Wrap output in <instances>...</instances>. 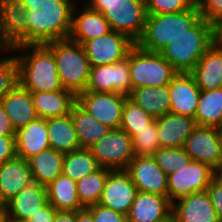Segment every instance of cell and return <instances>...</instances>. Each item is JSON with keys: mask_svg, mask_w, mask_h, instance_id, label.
I'll list each match as a JSON object with an SVG mask.
<instances>
[{"mask_svg": "<svg viewBox=\"0 0 222 222\" xmlns=\"http://www.w3.org/2000/svg\"><path fill=\"white\" fill-rule=\"evenodd\" d=\"M25 6V9H35L40 10L41 5H43L46 0H22Z\"/></svg>", "mask_w": 222, "mask_h": 222, "instance_id": "obj_50", "label": "cell"}, {"mask_svg": "<svg viewBox=\"0 0 222 222\" xmlns=\"http://www.w3.org/2000/svg\"><path fill=\"white\" fill-rule=\"evenodd\" d=\"M136 43L126 35L111 30L109 33L82 44L91 67L110 65L126 58Z\"/></svg>", "mask_w": 222, "mask_h": 222, "instance_id": "obj_11", "label": "cell"}, {"mask_svg": "<svg viewBox=\"0 0 222 222\" xmlns=\"http://www.w3.org/2000/svg\"><path fill=\"white\" fill-rule=\"evenodd\" d=\"M220 139H221V147H222V126L218 127Z\"/></svg>", "mask_w": 222, "mask_h": 222, "instance_id": "obj_55", "label": "cell"}, {"mask_svg": "<svg viewBox=\"0 0 222 222\" xmlns=\"http://www.w3.org/2000/svg\"><path fill=\"white\" fill-rule=\"evenodd\" d=\"M77 11L81 13L79 14ZM110 31L109 22L102 13L93 10L89 6L83 5L82 8H79L77 4L75 5L68 39L83 44L84 42L105 35Z\"/></svg>", "mask_w": 222, "mask_h": 222, "instance_id": "obj_19", "label": "cell"}, {"mask_svg": "<svg viewBox=\"0 0 222 222\" xmlns=\"http://www.w3.org/2000/svg\"><path fill=\"white\" fill-rule=\"evenodd\" d=\"M3 209H5V204L0 198V211L3 210Z\"/></svg>", "mask_w": 222, "mask_h": 222, "instance_id": "obj_56", "label": "cell"}, {"mask_svg": "<svg viewBox=\"0 0 222 222\" xmlns=\"http://www.w3.org/2000/svg\"><path fill=\"white\" fill-rule=\"evenodd\" d=\"M73 1L75 2V0H73ZM92 1H93V0H84V1H83V4H84V6H89L90 3H92Z\"/></svg>", "mask_w": 222, "mask_h": 222, "instance_id": "obj_54", "label": "cell"}, {"mask_svg": "<svg viewBox=\"0 0 222 222\" xmlns=\"http://www.w3.org/2000/svg\"><path fill=\"white\" fill-rule=\"evenodd\" d=\"M15 131L38 118L31 92L19 82L0 101Z\"/></svg>", "mask_w": 222, "mask_h": 222, "instance_id": "obj_22", "label": "cell"}, {"mask_svg": "<svg viewBox=\"0 0 222 222\" xmlns=\"http://www.w3.org/2000/svg\"><path fill=\"white\" fill-rule=\"evenodd\" d=\"M157 134L156 119L149 124L147 128L138 131V133L132 137L135 156H153L161 147Z\"/></svg>", "mask_w": 222, "mask_h": 222, "instance_id": "obj_39", "label": "cell"}, {"mask_svg": "<svg viewBox=\"0 0 222 222\" xmlns=\"http://www.w3.org/2000/svg\"><path fill=\"white\" fill-rule=\"evenodd\" d=\"M47 131L50 148L64 154L81 148L70 114L48 118Z\"/></svg>", "mask_w": 222, "mask_h": 222, "instance_id": "obj_30", "label": "cell"}, {"mask_svg": "<svg viewBox=\"0 0 222 222\" xmlns=\"http://www.w3.org/2000/svg\"><path fill=\"white\" fill-rule=\"evenodd\" d=\"M47 187L48 202L56 210L78 211L85 208L78 198L76 181L61 174Z\"/></svg>", "mask_w": 222, "mask_h": 222, "instance_id": "obj_32", "label": "cell"}, {"mask_svg": "<svg viewBox=\"0 0 222 222\" xmlns=\"http://www.w3.org/2000/svg\"><path fill=\"white\" fill-rule=\"evenodd\" d=\"M75 5L73 0H46L40 10L25 9L29 33L14 47L42 46L68 39Z\"/></svg>", "mask_w": 222, "mask_h": 222, "instance_id": "obj_1", "label": "cell"}, {"mask_svg": "<svg viewBox=\"0 0 222 222\" xmlns=\"http://www.w3.org/2000/svg\"><path fill=\"white\" fill-rule=\"evenodd\" d=\"M10 53V56L7 54ZM6 55H5V54ZM0 101L18 81V62L12 48H0ZM12 54V55H11ZM8 56V57H7Z\"/></svg>", "mask_w": 222, "mask_h": 222, "instance_id": "obj_37", "label": "cell"}, {"mask_svg": "<svg viewBox=\"0 0 222 222\" xmlns=\"http://www.w3.org/2000/svg\"><path fill=\"white\" fill-rule=\"evenodd\" d=\"M132 89L128 53L114 64L91 67L85 91L120 93L128 97Z\"/></svg>", "mask_w": 222, "mask_h": 222, "instance_id": "obj_10", "label": "cell"}, {"mask_svg": "<svg viewBox=\"0 0 222 222\" xmlns=\"http://www.w3.org/2000/svg\"><path fill=\"white\" fill-rule=\"evenodd\" d=\"M161 147H183L187 137L197 127L194 118L168 113L156 119Z\"/></svg>", "mask_w": 222, "mask_h": 222, "instance_id": "obj_24", "label": "cell"}, {"mask_svg": "<svg viewBox=\"0 0 222 222\" xmlns=\"http://www.w3.org/2000/svg\"><path fill=\"white\" fill-rule=\"evenodd\" d=\"M100 168L90 149L80 148L64 154L62 174L79 181Z\"/></svg>", "mask_w": 222, "mask_h": 222, "instance_id": "obj_34", "label": "cell"}, {"mask_svg": "<svg viewBox=\"0 0 222 222\" xmlns=\"http://www.w3.org/2000/svg\"><path fill=\"white\" fill-rule=\"evenodd\" d=\"M110 171L108 168L100 167L76 182L78 198L84 207L99 202Z\"/></svg>", "mask_w": 222, "mask_h": 222, "instance_id": "obj_35", "label": "cell"}, {"mask_svg": "<svg viewBox=\"0 0 222 222\" xmlns=\"http://www.w3.org/2000/svg\"><path fill=\"white\" fill-rule=\"evenodd\" d=\"M46 46L55 57L62 87L77 97L87 88L91 68L82 44L63 39Z\"/></svg>", "mask_w": 222, "mask_h": 222, "instance_id": "obj_5", "label": "cell"}, {"mask_svg": "<svg viewBox=\"0 0 222 222\" xmlns=\"http://www.w3.org/2000/svg\"><path fill=\"white\" fill-rule=\"evenodd\" d=\"M57 210L47 201L28 222H54Z\"/></svg>", "mask_w": 222, "mask_h": 222, "instance_id": "obj_45", "label": "cell"}, {"mask_svg": "<svg viewBox=\"0 0 222 222\" xmlns=\"http://www.w3.org/2000/svg\"><path fill=\"white\" fill-rule=\"evenodd\" d=\"M137 192L135 184L125 170H111L98 203L127 215Z\"/></svg>", "mask_w": 222, "mask_h": 222, "instance_id": "obj_15", "label": "cell"}, {"mask_svg": "<svg viewBox=\"0 0 222 222\" xmlns=\"http://www.w3.org/2000/svg\"><path fill=\"white\" fill-rule=\"evenodd\" d=\"M54 222H76V211L57 210Z\"/></svg>", "mask_w": 222, "mask_h": 222, "instance_id": "obj_47", "label": "cell"}, {"mask_svg": "<svg viewBox=\"0 0 222 222\" xmlns=\"http://www.w3.org/2000/svg\"><path fill=\"white\" fill-rule=\"evenodd\" d=\"M29 33L22 0H0V48L16 46Z\"/></svg>", "mask_w": 222, "mask_h": 222, "instance_id": "obj_14", "label": "cell"}, {"mask_svg": "<svg viewBox=\"0 0 222 222\" xmlns=\"http://www.w3.org/2000/svg\"><path fill=\"white\" fill-rule=\"evenodd\" d=\"M47 201V187L33 181L11 198L5 204V209L8 216L27 221Z\"/></svg>", "mask_w": 222, "mask_h": 222, "instance_id": "obj_25", "label": "cell"}, {"mask_svg": "<svg viewBox=\"0 0 222 222\" xmlns=\"http://www.w3.org/2000/svg\"><path fill=\"white\" fill-rule=\"evenodd\" d=\"M194 119L197 126H222V88L201 90Z\"/></svg>", "mask_w": 222, "mask_h": 222, "instance_id": "obj_33", "label": "cell"}, {"mask_svg": "<svg viewBox=\"0 0 222 222\" xmlns=\"http://www.w3.org/2000/svg\"><path fill=\"white\" fill-rule=\"evenodd\" d=\"M129 70L133 88L168 86L177 74L160 52L144 50L137 44L129 51Z\"/></svg>", "mask_w": 222, "mask_h": 222, "instance_id": "obj_7", "label": "cell"}, {"mask_svg": "<svg viewBox=\"0 0 222 222\" xmlns=\"http://www.w3.org/2000/svg\"><path fill=\"white\" fill-rule=\"evenodd\" d=\"M168 197L138 191L126 215L127 222H173Z\"/></svg>", "mask_w": 222, "mask_h": 222, "instance_id": "obj_18", "label": "cell"}, {"mask_svg": "<svg viewBox=\"0 0 222 222\" xmlns=\"http://www.w3.org/2000/svg\"><path fill=\"white\" fill-rule=\"evenodd\" d=\"M38 118L48 119L70 114L77 97L68 90L54 92H31Z\"/></svg>", "mask_w": 222, "mask_h": 222, "instance_id": "obj_27", "label": "cell"}, {"mask_svg": "<svg viewBox=\"0 0 222 222\" xmlns=\"http://www.w3.org/2000/svg\"><path fill=\"white\" fill-rule=\"evenodd\" d=\"M125 171L130 175L137 191L167 197V174L152 156H135Z\"/></svg>", "mask_w": 222, "mask_h": 222, "instance_id": "obj_16", "label": "cell"}, {"mask_svg": "<svg viewBox=\"0 0 222 222\" xmlns=\"http://www.w3.org/2000/svg\"><path fill=\"white\" fill-rule=\"evenodd\" d=\"M7 212L6 209L0 211V222H6Z\"/></svg>", "mask_w": 222, "mask_h": 222, "instance_id": "obj_53", "label": "cell"}, {"mask_svg": "<svg viewBox=\"0 0 222 222\" xmlns=\"http://www.w3.org/2000/svg\"><path fill=\"white\" fill-rule=\"evenodd\" d=\"M64 153L48 148L28 159L33 181L47 186L62 174Z\"/></svg>", "mask_w": 222, "mask_h": 222, "instance_id": "obj_31", "label": "cell"}, {"mask_svg": "<svg viewBox=\"0 0 222 222\" xmlns=\"http://www.w3.org/2000/svg\"><path fill=\"white\" fill-rule=\"evenodd\" d=\"M214 180V169L191 160L187 166L167 176V197L171 203L195 192L206 190Z\"/></svg>", "mask_w": 222, "mask_h": 222, "instance_id": "obj_9", "label": "cell"}, {"mask_svg": "<svg viewBox=\"0 0 222 222\" xmlns=\"http://www.w3.org/2000/svg\"><path fill=\"white\" fill-rule=\"evenodd\" d=\"M214 180L222 186V165L214 170Z\"/></svg>", "mask_w": 222, "mask_h": 222, "instance_id": "obj_51", "label": "cell"}, {"mask_svg": "<svg viewBox=\"0 0 222 222\" xmlns=\"http://www.w3.org/2000/svg\"><path fill=\"white\" fill-rule=\"evenodd\" d=\"M6 222H28V221L23 220V219H18V218L11 217V216L7 215Z\"/></svg>", "mask_w": 222, "mask_h": 222, "instance_id": "obj_52", "label": "cell"}, {"mask_svg": "<svg viewBox=\"0 0 222 222\" xmlns=\"http://www.w3.org/2000/svg\"><path fill=\"white\" fill-rule=\"evenodd\" d=\"M213 44L214 27L202 17L184 34L172 39L160 53L177 73H191Z\"/></svg>", "mask_w": 222, "mask_h": 222, "instance_id": "obj_3", "label": "cell"}, {"mask_svg": "<svg viewBox=\"0 0 222 222\" xmlns=\"http://www.w3.org/2000/svg\"><path fill=\"white\" fill-rule=\"evenodd\" d=\"M154 120L153 117L148 115L140 106L136 105L129 98L125 100L120 129L131 137L136 135L138 131L147 128Z\"/></svg>", "mask_w": 222, "mask_h": 222, "instance_id": "obj_36", "label": "cell"}, {"mask_svg": "<svg viewBox=\"0 0 222 222\" xmlns=\"http://www.w3.org/2000/svg\"><path fill=\"white\" fill-rule=\"evenodd\" d=\"M76 222H94L92 213L86 207L76 211Z\"/></svg>", "mask_w": 222, "mask_h": 222, "instance_id": "obj_48", "label": "cell"}, {"mask_svg": "<svg viewBox=\"0 0 222 222\" xmlns=\"http://www.w3.org/2000/svg\"><path fill=\"white\" fill-rule=\"evenodd\" d=\"M50 148L47 119L37 118L15 132L16 156L28 160Z\"/></svg>", "mask_w": 222, "mask_h": 222, "instance_id": "obj_23", "label": "cell"}, {"mask_svg": "<svg viewBox=\"0 0 222 222\" xmlns=\"http://www.w3.org/2000/svg\"><path fill=\"white\" fill-rule=\"evenodd\" d=\"M200 90L222 88V47L213 44L191 72Z\"/></svg>", "mask_w": 222, "mask_h": 222, "instance_id": "obj_26", "label": "cell"}, {"mask_svg": "<svg viewBox=\"0 0 222 222\" xmlns=\"http://www.w3.org/2000/svg\"><path fill=\"white\" fill-rule=\"evenodd\" d=\"M201 18L196 3L182 12L147 14L144 33L136 44L144 50L160 52L172 39L184 34Z\"/></svg>", "mask_w": 222, "mask_h": 222, "instance_id": "obj_4", "label": "cell"}, {"mask_svg": "<svg viewBox=\"0 0 222 222\" xmlns=\"http://www.w3.org/2000/svg\"><path fill=\"white\" fill-rule=\"evenodd\" d=\"M152 157L167 176L192 160L183 147H160Z\"/></svg>", "mask_w": 222, "mask_h": 222, "instance_id": "obj_38", "label": "cell"}, {"mask_svg": "<svg viewBox=\"0 0 222 222\" xmlns=\"http://www.w3.org/2000/svg\"><path fill=\"white\" fill-rule=\"evenodd\" d=\"M89 7L103 14L111 30L135 43L142 37L147 19L145 0H93Z\"/></svg>", "mask_w": 222, "mask_h": 222, "instance_id": "obj_6", "label": "cell"}, {"mask_svg": "<svg viewBox=\"0 0 222 222\" xmlns=\"http://www.w3.org/2000/svg\"><path fill=\"white\" fill-rule=\"evenodd\" d=\"M196 0H145L147 14L175 13L189 10Z\"/></svg>", "mask_w": 222, "mask_h": 222, "instance_id": "obj_40", "label": "cell"}, {"mask_svg": "<svg viewBox=\"0 0 222 222\" xmlns=\"http://www.w3.org/2000/svg\"><path fill=\"white\" fill-rule=\"evenodd\" d=\"M32 182L28 160L15 156L0 165V198L4 204Z\"/></svg>", "mask_w": 222, "mask_h": 222, "instance_id": "obj_21", "label": "cell"}, {"mask_svg": "<svg viewBox=\"0 0 222 222\" xmlns=\"http://www.w3.org/2000/svg\"><path fill=\"white\" fill-rule=\"evenodd\" d=\"M171 217L173 222H220L206 190L174 201Z\"/></svg>", "mask_w": 222, "mask_h": 222, "instance_id": "obj_17", "label": "cell"}, {"mask_svg": "<svg viewBox=\"0 0 222 222\" xmlns=\"http://www.w3.org/2000/svg\"><path fill=\"white\" fill-rule=\"evenodd\" d=\"M86 208L92 213L94 222H127L125 214L102 206L99 203Z\"/></svg>", "mask_w": 222, "mask_h": 222, "instance_id": "obj_42", "label": "cell"}, {"mask_svg": "<svg viewBox=\"0 0 222 222\" xmlns=\"http://www.w3.org/2000/svg\"><path fill=\"white\" fill-rule=\"evenodd\" d=\"M70 116L81 148L89 149L111 130L107 125L90 115L77 101L71 108Z\"/></svg>", "mask_w": 222, "mask_h": 222, "instance_id": "obj_29", "label": "cell"}, {"mask_svg": "<svg viewBox=\"0 0 222 222\" xmlns=\"http://www.w3.org/2000/svg\"><path fill=\"white\" fill-rule=\"evenodd\" d=\"M18 62V81L30 92L63 90L53 52L46 46L12 47ZM22 51V53H21Z\"/></svg>", "mask_w": 222, "mask_h": 222, "instance_id": "obj_2", "label": "cell"}, {"mask_svg": "<svg viewBox=\"0 0 222 222\" xmlns=\"http://www.w3.org/2000/svg\"><path fill=\"white\" fill-rule=\"evenodd\" d=\"M15 156V136L0 135V165Z\"/></svg>", "mask_w": 222, "mask_h": 222, "instance_id": "obj_44", "label": "cell"}, {"mask_svg": "<svg viewBox=\"0 0 222 222\" xmlns=\"http://www.w3.org/2000/svg\"><path fill=\"white\" fill-rule=\"evenodd\" d=\"M127 98L120 93L84 91L77 96V102L99 122L111 129H118Z\"/></svg>", "mask_w": 222, "mask_h": 222, "instance_id": "obj_12", "label": "cell"}, {"mask_svg": "<svg viewBox=\"0 0 222 222\" xmlns=\"http://www.w3.org/2000/svg\"><path fill=\"white\" fill-rule=\"evenodd\" d=\"M169 86L170 113L195 118L200 88L191 73H177Z\"/></svg>", "mask_w": 222, "mask_h": 222, "instance_id": "obj_20", "label": "cell"}, {"mask_svg": "<svg viewBox=\"0 0 222 222\" xmlns=\"http://www.w3.org/2000/svg\"><path fill=\"white\" fill-rule=\"evenodd\" d=\"M183 148L192 160L208 164L214 170L222 165L218 127L197 126L187 137Z\"/></svg>", "mask_w": 222, "mask_h": 222, "instance_id": "obj_13", "label": "cell"}, {"mask_svg": "<svg viewBox=\"0 0 222 222\" xmlns=\"http://www.w3.org/2000/svg\"><path fill=\"white\" fill-rule=\"evenodd\" d=\"M15 130L11 125L10 119L2 104L0 103V135L1 136H15Z\"/></svg>", "mask_w": 222, "mask_h": 222, "instance_id": "obj_46", "label": "cell"}, {"mask_svg": "<svg viewBox=\"0 0 222 222\" xmlns=\"http://www.w3.org/2000/svg\"><path fill=\"white\" fill-rule=\"evenodd\" d=\"M128 98L154 119L170 113L169 86L133 88Z\"/></svg>", "mask_w": 222, "mask_h": 222, "instance_id": "obj_28", "label": "cell"}, {"mask_svg": "<svg viewBox=\"0 0 222 222\" xmlns=\"http://www.w3.org/2000/svg\"><path fill=\"white\" fill-rule=\"evenodd\" d=\"M201 16L211 25L222 18V0H196Z\"/></svg>", "mask_w": 222, "mask_h": 222, "instance_id": "obj_41", "label": "cell"}, {"mask_svg": "<svg viewBox=\"0 0 222 222\" xmlns=\"http://www.w3.org/2000/svg\"><path fill=\"white\" fill-rule=\"evenodd\" d=\"M206 191L217 213L219 221L222 222V186L213 180L206 188Z\"/></svg>", "mask_w": 222, "mask_h": 222, "instance_id": "obj_43", "label": "cell"}, {"mask_svg": "<svg viewBox=\"0 0 222 222\" xmlns=\"http://www.w3.org/2000/svg\"><path fill=\"white\" fill-rule=\"evenodd\" d=\"M214 44L222 47V18L214 25Z\"/></svg>", "mask_w": 222, "mask_h": 222, "instance_id": "obj_49", "label": "cell"}, {"mask_svg": "<svg viewBox=\"0 0 222 222\" xmlns=\"http://www.w3.org/2000/svg\"><path fill=\"white\" fill-rule=\"evenodd\" d=\"M100 167L125 170L135 157L132 137L122 129H111L90 148Z\"/></svg>", "mask_w": 222, "mask_h": 222, "instance_id": "obj_8", "label": "cell"}]
</instances>
